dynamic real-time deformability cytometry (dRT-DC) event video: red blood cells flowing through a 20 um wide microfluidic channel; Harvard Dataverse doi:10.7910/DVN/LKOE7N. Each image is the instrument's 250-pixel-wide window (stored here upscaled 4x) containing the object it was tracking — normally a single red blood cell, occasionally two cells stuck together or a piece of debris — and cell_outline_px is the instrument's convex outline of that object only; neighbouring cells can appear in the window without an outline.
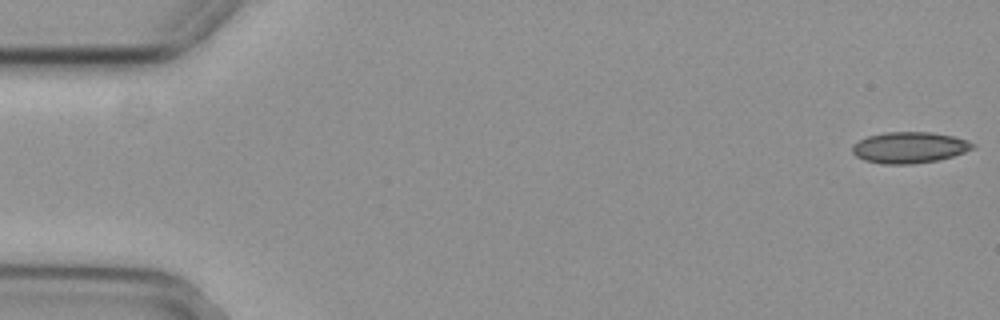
{"species": "common noctule bat (a hibernating species)", "species_latin": "Nyctalus noctula", "temperature_condition": "cold", "stored_images_in_passage": 11, "camera_frame_rate_fps": 3000, "um_per_image_px": 0.085, "animal": {"sex": "female", "body_mass_g": 29.2, "forearm_length_mm": 56.3}, "frame": {"image": 1, "passage_image": 1, "time_ms": 0.0, "image_size_px": [1000, 320], "cell_outline_px": [[976, 148], [952, 156], [936, 160], [912, 164], [880, 164], [864, 160], [856, 156], [852, 152], [852, 144], [868, 136], [884, 132], [932, 132], [952, 136], [968, 140], [976, 144]], "centroid_in_image_um": [77.3, 12.53], "position_along_channel_um": 7.7, "area_um2": 21.96}}